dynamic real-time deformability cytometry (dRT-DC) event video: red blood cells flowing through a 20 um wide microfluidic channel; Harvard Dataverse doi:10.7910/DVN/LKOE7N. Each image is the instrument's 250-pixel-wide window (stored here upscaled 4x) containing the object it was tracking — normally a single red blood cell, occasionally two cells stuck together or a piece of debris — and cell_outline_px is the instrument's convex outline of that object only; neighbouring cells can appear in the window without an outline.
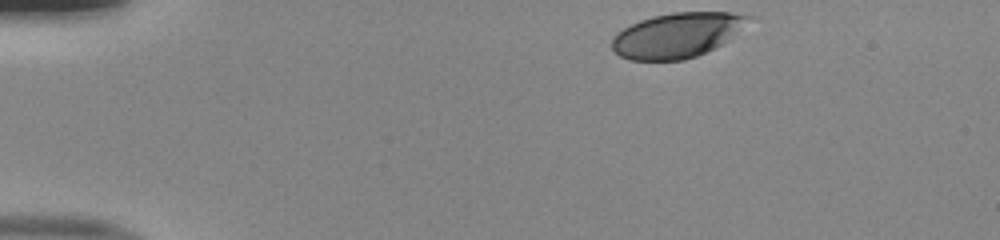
{"species": "human", "species_latin": "Homo sapiens", "temperature_condition": "room temperature", "stored_images_in_passage": 37, "camera_frame_rate_fps": 3000, "um_per_image_px": 0.085, "donor": {"sex": "male"}, "frame": {"image": 1, "passage_image": 1, "time_ms": 0.0, "image_size_px": [1000, 240], "cell_outline_px": [[756, 16], [724, 44], [716, 48], [696, 56], [684, 60], [628, 60], [620, 56], [612, 48], [612, 36], [616, 32], [640, 20], [652, 16], [672, 12], [732, 12]], "centroid_in_image_um": [57.59, 2.98], "position_along_channel_um": 27.4, "area_um2": 36.07}}
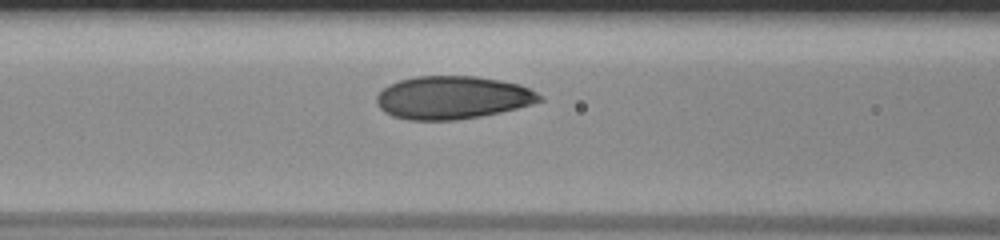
{"frame": {"image": 2, "passage_image": 15, "time_ms": 4.667, "image_size_px": [1000, 240], "cell_outline_px": [[544, 100], [532, 104], [500, 112], [480, 116], [456, 120], [408, 120], [392, 116], [384, 112], [376, 104], [376, 96], [388, 84], [400, 80], [416, 76], [476, 76], [500, 80], [520, 84], [536, 92]], "centroid_in_image_um": [38.44, 8.29], "position_along_channel_um": 128.2, "area_um2": 40.86}}
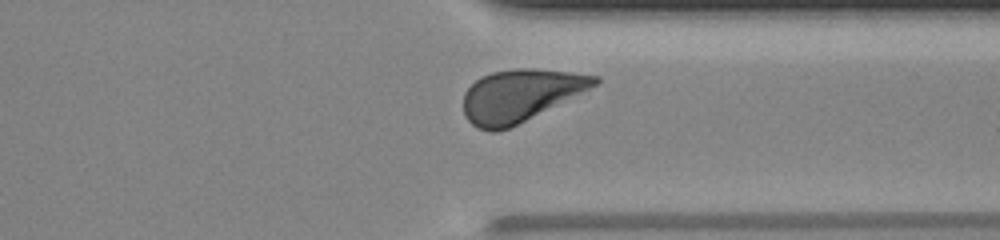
{"frame": {"image": 3, "passage_image": 33, "time_ms": 10.667, "image_size_px": [1000, 240], "cell_outline_px": [[600, 80], [596, 84], [508, 128], [496, 132], [492, 132], [476, 128], [464, 116], [464, 92], [476, 80], [492, 72], [520, 68], [532, 68], [568, 72], [600, 76]], "centroid_in_image_um": [44.15, 8.11], "position_along_channel_um": 367.3, "area_um2": 38.84}, "authors_computed_cell_mechanics": {"area_um2": 40.1132, "velocity_mm_per_s": 3.9818, "shape_relaxation_time_tau1_ms": 2.2947, "shape_relaxation_time_tau2_ms": null, "deformation_change_tau1": 0.1245, "deformation_change_tau2": null}}